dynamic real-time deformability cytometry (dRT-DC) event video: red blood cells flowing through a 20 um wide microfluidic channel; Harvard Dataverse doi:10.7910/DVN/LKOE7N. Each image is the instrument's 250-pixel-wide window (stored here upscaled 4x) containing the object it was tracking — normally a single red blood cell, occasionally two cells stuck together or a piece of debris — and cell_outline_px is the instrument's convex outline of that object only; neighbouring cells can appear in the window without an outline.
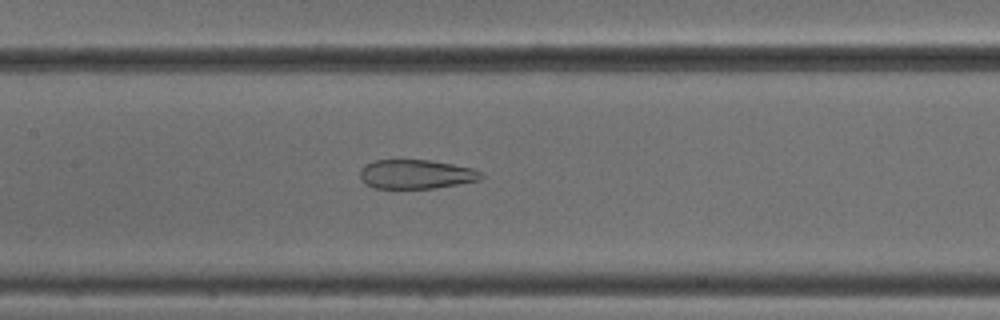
{"species": "common noctule bat (a hibernating species)", "species_latin": "Nyctalus noctula", "temperature_condition": "cold", "stored_images_in_passage": 46, "camera_frame_rate_fps": 3000, "um_per_image_px": 0.085, "animal": {"sex": "male", "body_mass_g": 18.8}, "frame": {"image": 1, "passage_image": 19, "time_ms": 6.0, "image_size_px": [1000, 320], "cell_outline_px": [[484, 176], [480, 180], [436, 188], [372, 188], [364, 184], [360, 176], [360, 168], [364, 164], [376, 160], [428, 160], [452, 164], [472, 168], [480, 172]], "centroid_in_image_um": [35.33, 14.81], "position_along_channel_um": 172.1, "area_um2": 20.63}}
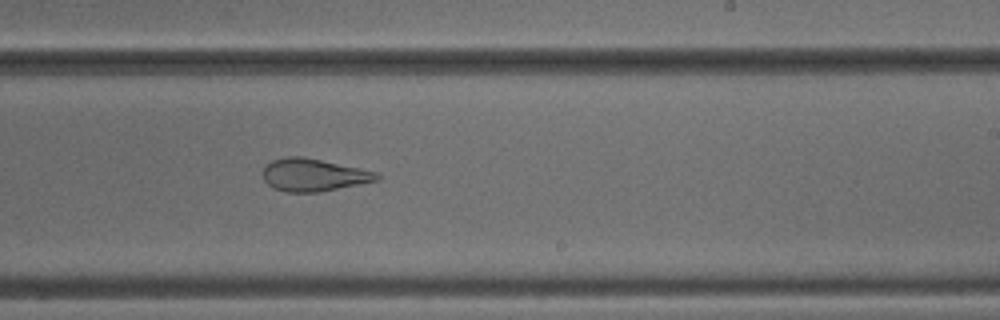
{"frame": {"image": 2, "passage_image": 26, "time_ms": 8.333, "image_size_px": [1000, 320], "cell_outline_px": [[380, 180], [316, 192], [288, 192], [272, 188], [264, 180], [264, 168], [272, 160], [288, 156], [300, 156], [320, 160], [376, 172], [380, 176]], "centroid_in_image_um": [26.63, 14.87], "position_along_channel_um": 262.4, "area_um2": 21.15}}
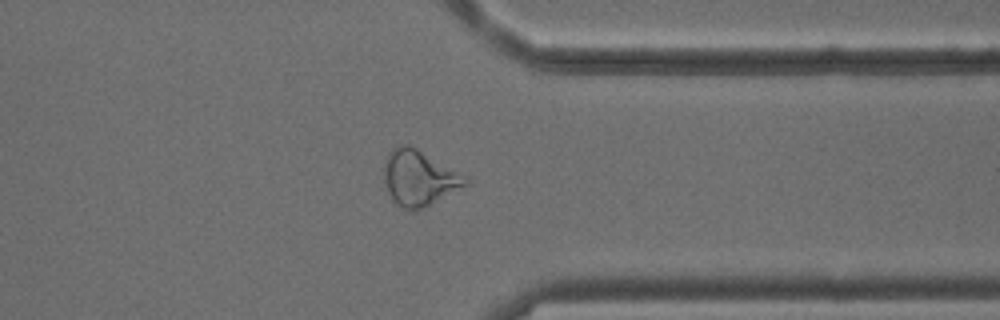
{"frame": {"image": 3, "passage_image": 35, "time_ms": 11.333, "image_size_px": [1000, 320], "cell_outline_px": [[468, 184], [424, 208], [412, 212], [400, 208], [392, 200], [384, 184], [384, 164], [388, 152], [392, 148], [400, 144], [408, 144], [416, 148], [468, 176]], "centroid_in_image_um": [35.6, 15.14], "position_along_channel_um": 375.8, "area_um2": 26.65}, "authors_computed_cell_mechanics": {"area_um2": 26.7036, "velocity_mm_per_s": 3.8743, "shape_relaxation_time_tau1_ms": null, "shape_relaxation_time_tau2_ms": 1.5376, "deformation_change_tau1": null, "deformation_change_tau2": 0.0991}}